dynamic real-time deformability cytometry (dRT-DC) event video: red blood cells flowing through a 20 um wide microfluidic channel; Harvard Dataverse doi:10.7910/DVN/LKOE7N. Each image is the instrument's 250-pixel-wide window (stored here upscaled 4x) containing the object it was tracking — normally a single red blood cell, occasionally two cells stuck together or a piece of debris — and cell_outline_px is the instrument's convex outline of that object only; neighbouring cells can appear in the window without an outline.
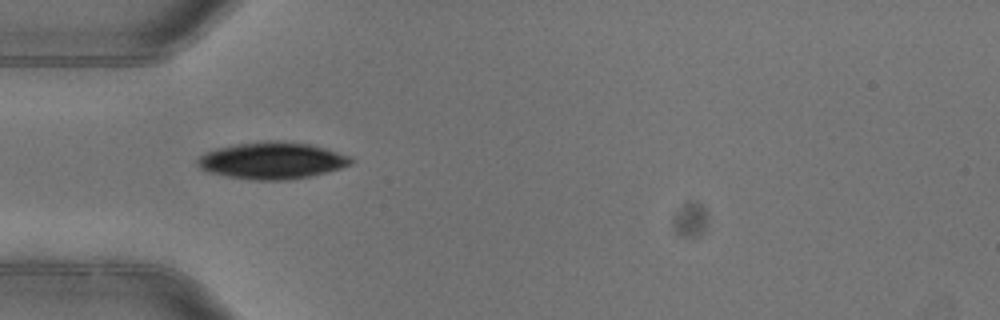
{"species": "common noctule bat (a hibernating species)", "species_latin": "Nyctalus noctula", "temperature_condition": "warm", "stored_images_in_passage": 3, "camera_frame_rate_fps": 3000, "um_per_image_px": 0.085, "animal": {"sex": "female"}, "frame": {"image": 1, "passage_image": 1, "time_ms": 0.0, "image_size_px": [1000, 320], "cell_outline_px": [[356, 160], [352, 164], [328, 172], [312, 176], [292, 180], [252, 180], [224, 176], [208, 172], [200, 168], [196, 164], [196, 160], [204, 152], [216, 148], [236, 144], [264, 140], [280, 140], [312, 144], [348, 156]], "centroid_in_image_um": [23.11, 13.65], "position_along_channel_um": 61.9, "area_um2": 33.41}}